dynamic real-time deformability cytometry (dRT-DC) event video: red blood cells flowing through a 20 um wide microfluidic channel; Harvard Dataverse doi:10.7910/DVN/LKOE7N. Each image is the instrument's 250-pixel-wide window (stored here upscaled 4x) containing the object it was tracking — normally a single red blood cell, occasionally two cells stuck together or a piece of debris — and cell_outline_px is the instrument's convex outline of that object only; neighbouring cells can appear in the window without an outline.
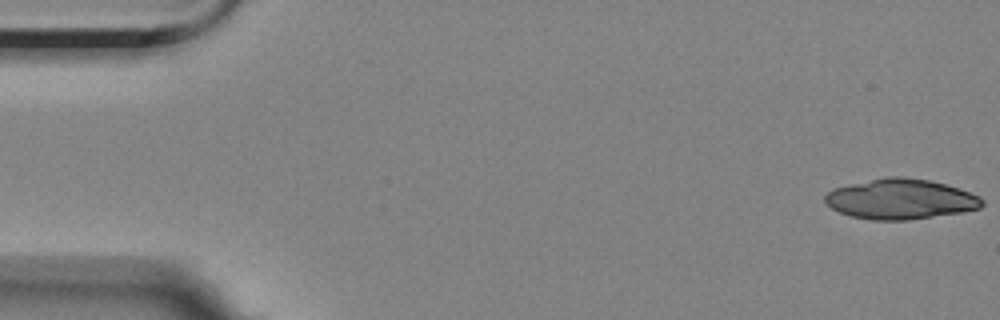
{"species": "Egyptian fruit bat (a non-hibernating species)", "species_latin": "Rousettus aegyptiacus", "temperature_condition": "room temperature", "stored_images_in_passage": 8, "camera_frame_rate_fps": 3000, "um_per_image_px": 0.085, "animal": {"sex": "female"}, "frame": {"image": 1, "passage_image": 1, "time_ms": 0.0, "image_size_px": [1000, 320], "cell_outline_px": [[984, 204], [980, 208], [964, 212], [908, 220], [872, 220], [852, 216], [840, 212], [832, 208], [824, 200], [824, 196], [828, 192], [836, 188], [852, 184], [888, 176], [900, 176], [928, 180], [960, 188], [980, 196], [984, 200]], "centroid_in_image_um": [76.6, 16.93], "position_along_channel_um": 8.4, "area_um2": 36.65}}
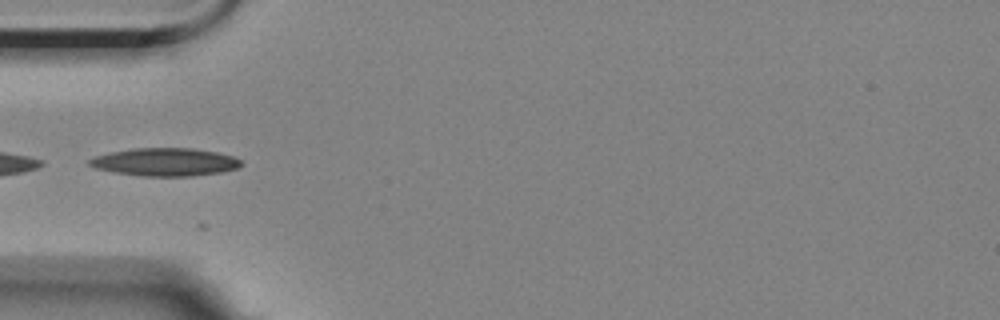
{"frame": {"image": 2, "passage_image": 6, "time_ms": 5.667, "image_size_px": [1000, 320], "cell_outline_px": [[244, 164], [236, 168], [220, 172], [192, 176], [140, 176], [116, 172], [96, 168], [88, 164], [88, 160], [96, 156], [112, 152], [132, 148], [192, 148], [216, 152], [232, 156], [240, 160]], "centroid_in_image_um": [14.04, 13.77], "position_along_channel_um": 71.0, "area_um2": 24.51}}